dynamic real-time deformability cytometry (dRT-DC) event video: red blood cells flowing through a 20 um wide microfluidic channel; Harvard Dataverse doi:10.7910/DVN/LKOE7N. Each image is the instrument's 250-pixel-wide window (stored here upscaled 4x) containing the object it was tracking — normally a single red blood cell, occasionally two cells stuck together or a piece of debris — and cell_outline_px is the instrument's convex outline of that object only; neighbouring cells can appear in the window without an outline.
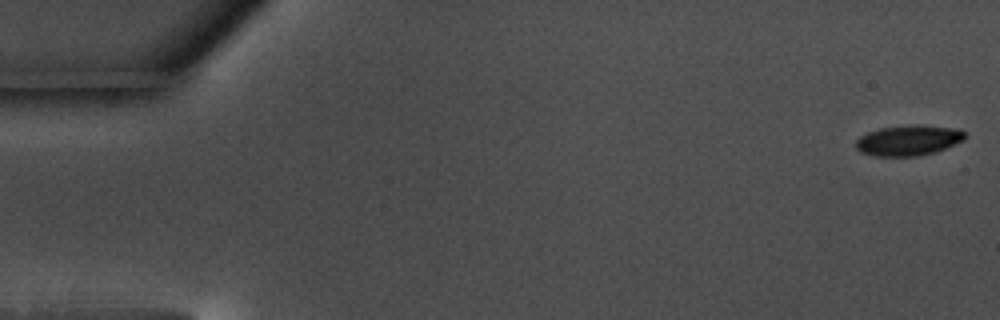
{"species": "common noctule bat (a hibernating species)", "species_latin": "Nyctalus noctula", "temperature_condition": "warm", "stored_images_in_passage": 58, "camera_frame_rate_fps": 3000, "um_per_image_px": 0.085, "animal": {"sex": "male", "body_mass_g": 17.5, "forearm_length_mm": 52.3}, "frame": {"image": 1, "passage_image": 1, "time_ms": 0.0, "image_size_px": [1000, 320], "cell_outline_px": [[968, 136], [964, 140], [936, 152], [920, 156], [872, 156], [860, 152], [856, 148], [856, 140], [860, 136], [868, 132], [880, 128], [912, 124], [924, 124], [952, 128], [964, 132]], "centroid_in_image_um": [77.22, 11.93], "position_along_channel_um": 7.8, "area_um2": 19.59}}
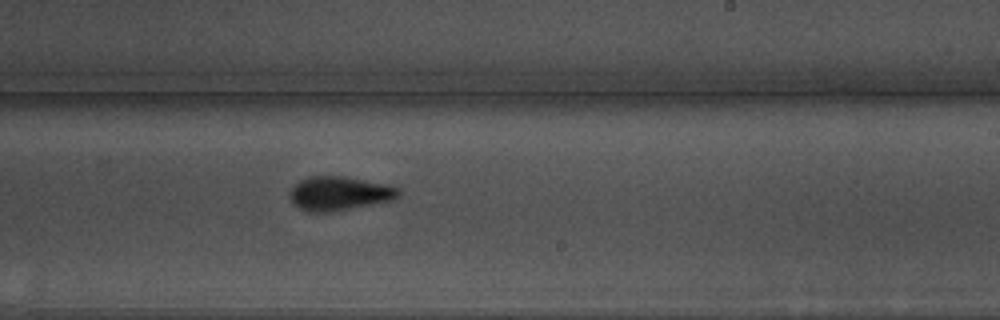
{"frame": {"image": 2, "passage_image": 35, "time_ms": 11.333, "image_size_px": [1000, 320], "cell_outline_px": [[400, 196], [392, 200], [332, 212], [308, 212], [292, 204], [288, 196], [288, 192], [300, 180], [308, 176], [344, 176], [384, 184], [400, 188]], "centroid_in_image_um": [28.8, 16.45], "position_along_channel_um": 260.2, "area_um2": 21.62}}
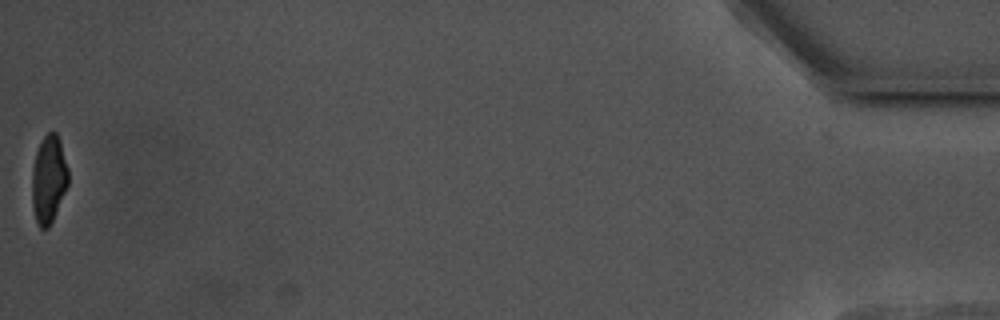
{"frame": {"image": 3, "passage_image": 58, "time_ms": 19.0, "image_size_px": [1000, 320], "cell_outline_px": [[68, 184], [52, 220], [48, 228], [40, 228], [36, 220], [32, 204], [32, 168], [36, 152], [40, 140], [48, 132], [56, 132], [60, 140], [68, 168]], "centroid_in_image_um": [4.13, 15.19], "position_along_channel_um": 431.1, "area_um2": 18.44}, "authors_computed_cell_mechanics": {"area_um2": 20.4034, "velocity_mm_per_s": 3.5277, "shape_relaxation_time_tau1_ms": 2.8746, "shape_relaxation_time_tau2_ms": 2.3374, "deformation_change_tau1": 0.1228, "deformation_change_tau2": 0.0869}}